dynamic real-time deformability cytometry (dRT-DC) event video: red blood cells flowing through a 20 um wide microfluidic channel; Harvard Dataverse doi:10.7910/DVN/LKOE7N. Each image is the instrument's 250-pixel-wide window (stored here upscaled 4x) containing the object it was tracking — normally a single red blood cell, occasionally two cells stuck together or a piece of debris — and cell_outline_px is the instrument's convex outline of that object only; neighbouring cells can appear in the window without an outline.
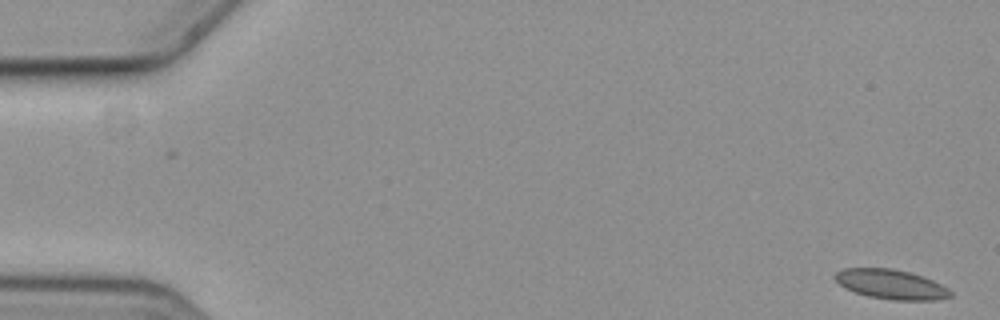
{"species": "common noctule bat (a hibernating species)", "species_latin": "Nyctalus noctula", "temperature_condition": "cold", "stored_images_in_passage": 59, "camera_frame_rate_fps": 3000, "um_per_image_px": 0.085, "animal": {"sex": "female", "body_mass_g": 19.3, "forearm_length_mm": 54.1}, "frame": {"image": 1, "passage_image": 1, "time_ms": 0.0, "image_size_px": [1000, 320], "cell_outline_px": [[952, 296], [936, 300], [892, 300], [868, 296], [844, 288], [832, 276], [836, 272], [844, 268], [892, 268], [924, 276], [948, 288], [952, 292]], "centroid_in_image_um": [75.73, 24.16], "position_along_channel_um": 9.3, "area_um2": 19.94}}
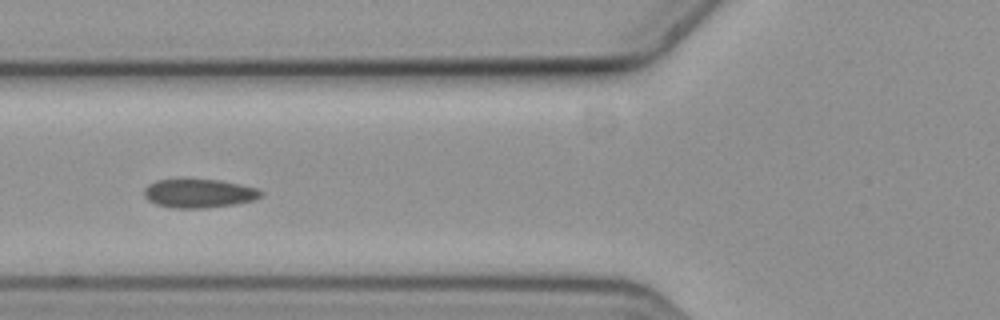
{"frame": {"image": 2, "passage_image": 22, "time_ms": 7.0, "image_size_px": [1000, 320], "cell_outline_px": [[264, 196], [256, 200], [236, 204], [204, 208], [172, 208], [156, 204], [148, 200], [144, 196], [144, 188], [148, 184], [156, 180], [220, 180], [240, 184], [256, 188], [264, 192]], "centroid_in_image_um": [16.95, 16.45], "position_along_channel_um": 108.9, "area_um2": 19.65}}
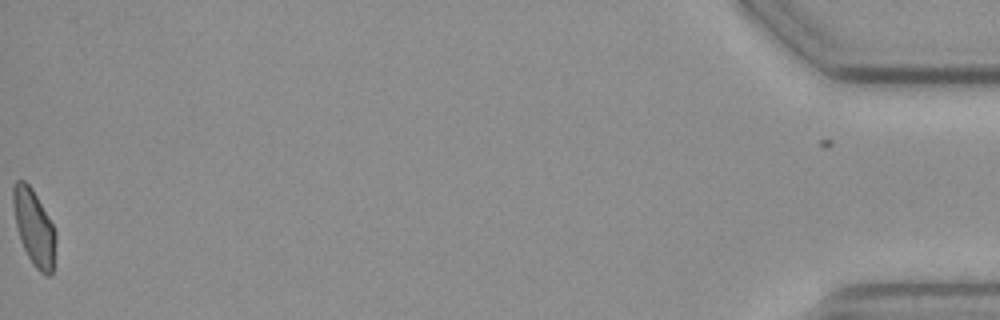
{"frame": {"image": 3, "passage_image": 58, "time_ms": 19.0, "image_size_px": [1000, 320], "cell_outline_px": [[56, 240], [52, 276], [48, 276], [40, 272], [32, 264], [20, 240], [16, 224], [12, 204], [12, 188], [16, 180], [24, 180], [32, 188], [52, 224], [56, 232]], "centroid_in_image_um": [2.89, 19.35], "position_along_channel_um": 432.3, "area_um2": 18.79}, "authors_computed_cell_mechanics": {"area_um2": 19.7676, "velocity_mm_per_s": 3.5881, "shape_relaxation_time_tau1_ms": null, "shape_relaxation_time_tau2_ms": 2.8327, "deformation_change_tau1": null, "deformation_change_tau2": 0.0819}}